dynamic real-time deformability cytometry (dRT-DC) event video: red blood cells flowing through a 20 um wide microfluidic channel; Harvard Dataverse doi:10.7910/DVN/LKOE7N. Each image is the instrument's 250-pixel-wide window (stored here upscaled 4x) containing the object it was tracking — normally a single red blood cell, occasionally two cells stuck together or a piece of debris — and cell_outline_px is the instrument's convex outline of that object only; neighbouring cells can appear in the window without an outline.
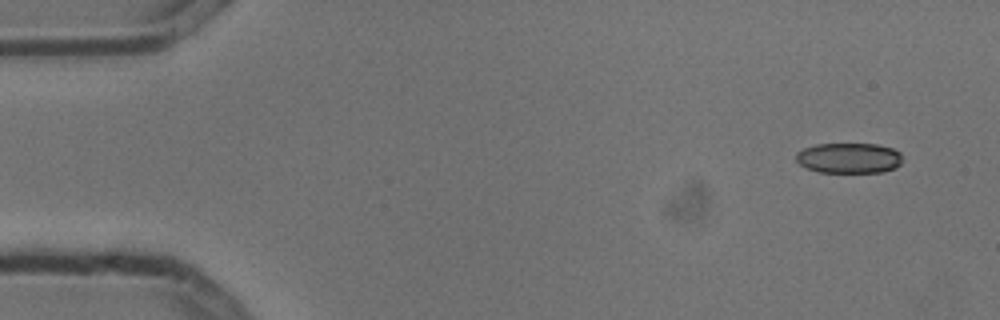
{"species": "common noctule bat (a hibernating species)", "species_latin": "Nyctalus noctula", "temperature_condition": "cold", "stored_images_in_passage": 5, "camera_frame_rate_fps": 3000, "um_per_image_px": 0.085, "animal": {"sex": "male", "body_mass_g": 13.3}, "frame": {"image": 1, "passage_image": 1, "time_ms": 0.0, "image_size_px": [1000, 320], "cell_outline_px": [[900, 164], [896, 168], [884, 172], [820, 172], [808, 168], [800, 164], [796, 160], [796, 152], [804, 148], [816, 144], [876, 144], [892, 148], [900, 152]], "centroid_in_image_um": [72.16, 13.43], "position_along_channel_um": 12.8, "area_um2": 18.79}}
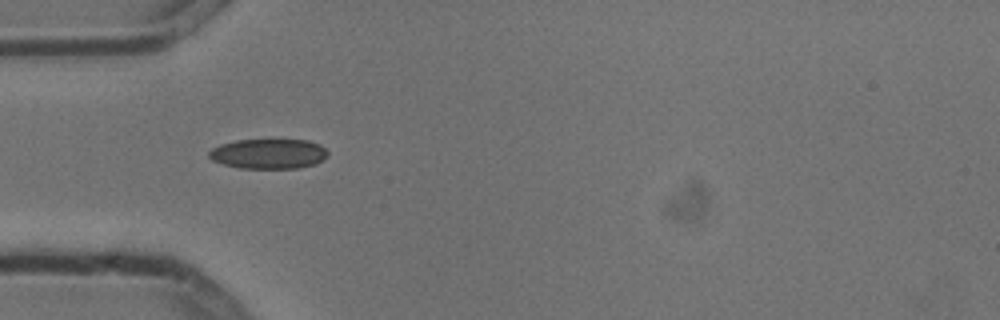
{"frame": {"image": 2, "passage_image": 4, "time_ms": 1.0, "image_size_px": [1000, 320], "cell_outline_px": [[328, 156], [316, 164], [300, 168], [240, 168], [224, 164], [212, 160], [208, 156], [208, 152], [212, 148], [220, 144], [236, 140], [308, 140], [320, 144], [328, 152]], "centroid_in_image_um": [22.84, 13.07], "position_along_channel_um": 62.2, "area_um2": 20.81}}
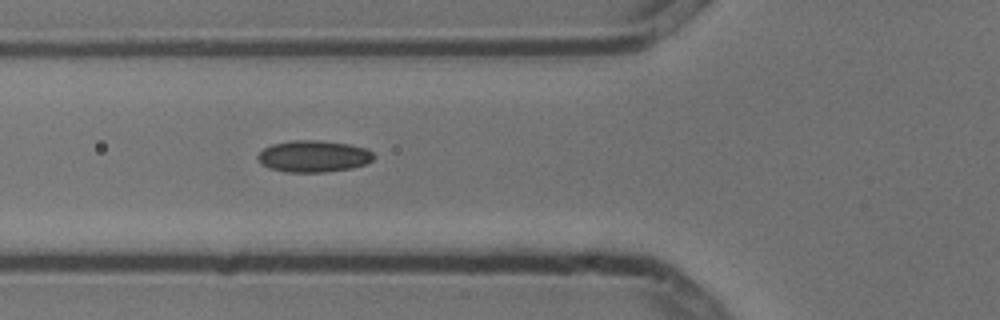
{"frame": {"image": 3, "passage_image": 5, "time_ms": 1.333, "image_size_px": [1000, 320], "cell_outline_px": [[376, 156], [372, 160], [364, 164], [352, 168], [324, 172], [284, 172], [272, 168], [264, 164], [256, 156], [264, 148], [272, 144], [292, 140], [320, 140], [348, 144], [368, 148]], "centroid_in_image_um": [26.69, 13.27], "position_along_channel_um": 99.1, "area_um2": 21.33}}